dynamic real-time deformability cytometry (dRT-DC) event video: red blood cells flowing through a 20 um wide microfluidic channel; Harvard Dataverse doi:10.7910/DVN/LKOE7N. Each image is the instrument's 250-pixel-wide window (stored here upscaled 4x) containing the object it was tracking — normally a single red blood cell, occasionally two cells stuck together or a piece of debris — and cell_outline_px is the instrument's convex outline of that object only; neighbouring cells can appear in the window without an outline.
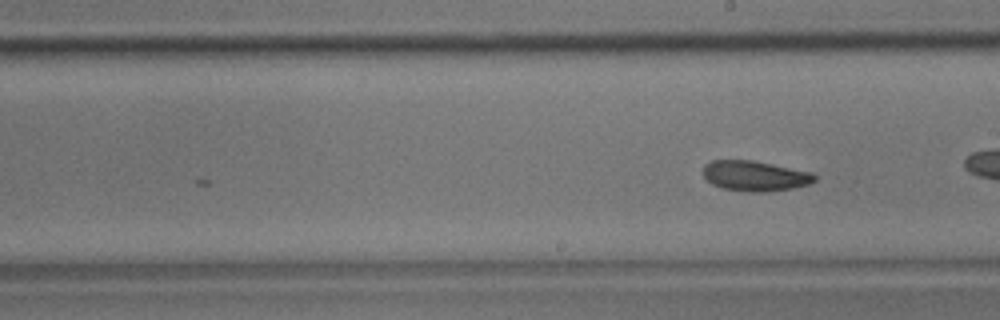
{"species": "common noctule bat (a hibernating species)", "species_latin": "Nyctalus noctula", "temperature_condition": "room temperature", "stored_images_in_passage": 25, "camera_frame_rate_fps": 3000, "um_per_image_px": 0.085, "animal": {"sex": "male", "body_mass_g": 17.9}, "frame": {"image": 1, "passage_image": 25, "time_ms": 8.0, "image_size_px": [1000, 320], "cell_outline_px": [[816, 180], [808, 184], [792, 188], [768, 192], [748, 192], [720, 188], [704, 180], [704, 164], [712, 160], [752, 160], [812, 172], [816, 176]], "centroid_in_image_um": [64.14, 14.96], "position_along_channel_um": 224.9, "area_um2": 19.83}}